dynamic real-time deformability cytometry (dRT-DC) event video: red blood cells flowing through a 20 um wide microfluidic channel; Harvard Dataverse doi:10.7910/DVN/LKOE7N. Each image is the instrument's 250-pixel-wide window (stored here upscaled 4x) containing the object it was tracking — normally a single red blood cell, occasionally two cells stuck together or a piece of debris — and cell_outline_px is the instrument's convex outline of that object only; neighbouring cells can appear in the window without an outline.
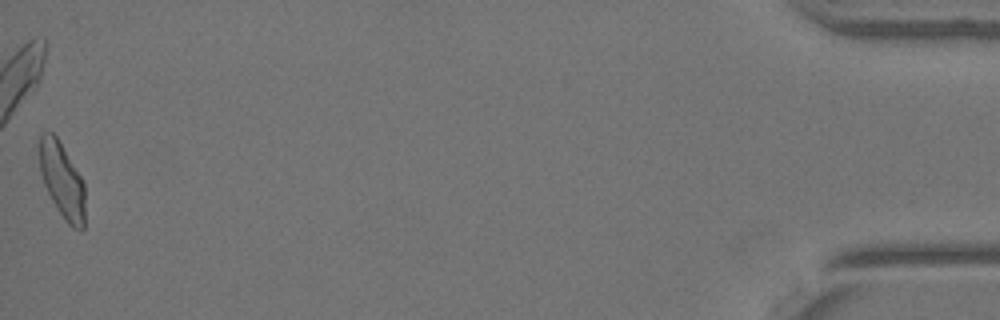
{"species": "Egyptian fruit bat (a non-hibernating species)", "species_latin": "Rousettus aegyptiacus", "temperature_condition": "warm", "stored_images_in_passage": 30, "camera_frame_rate_fps": 3000, "um_per_image_px": 0.085, "animal": {"sex": "female"}, "frame": {"image": 1, "passage_image": 30, "time_ms": 9.667, "image_size_px": [1000, 320], "cell_outline_px": [[84, 228], [80, 232], [72, 228], [64, 220], [52, 200], [44, 184], [40, 172], [40, 136], [44, 132], [52, 132], [56, 136], [84, 180]], "centroid_in_image_um": [5.3, 15.37], "position_along_channel_um": 429.9, "area_um2": 20.0}}